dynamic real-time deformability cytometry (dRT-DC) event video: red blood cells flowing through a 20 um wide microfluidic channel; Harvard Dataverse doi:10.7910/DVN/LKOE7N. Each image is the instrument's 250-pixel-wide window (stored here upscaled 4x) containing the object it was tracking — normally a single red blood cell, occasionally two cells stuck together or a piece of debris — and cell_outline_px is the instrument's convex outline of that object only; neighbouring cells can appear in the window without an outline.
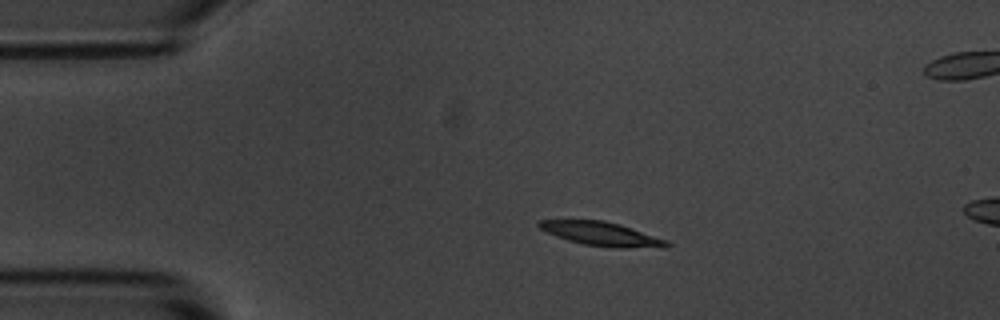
{"species": "common noctule bat (a hibernating species)", "species_latin": "Nyctalus noctula", "temperature_condition": "room temperature", "stored_images_in_passage": 16, "camera_frame_rate_fps": 3000, "um_per_image_px": 0.085, "animal": {"sex": "male", "body_mass_g": 20.1, "forearm_length_mm": 53.5}, "frame": {"image": 1, "passage_image": 10, "time_ms": 3.0, "image_size_px": [1000, 320], "cell_outline_px": [[672, 244], [668, 248], [612, 248], [584, 244], [568, 240], [556, 236], [540, 228], [536, 224], [536, 220], [604, 220], [620, 224], [668, 240]], "centroid_in_image_um": [51.2, 19.89], "position_along_channel_um": 33.8, "area_um2": 17.98}}